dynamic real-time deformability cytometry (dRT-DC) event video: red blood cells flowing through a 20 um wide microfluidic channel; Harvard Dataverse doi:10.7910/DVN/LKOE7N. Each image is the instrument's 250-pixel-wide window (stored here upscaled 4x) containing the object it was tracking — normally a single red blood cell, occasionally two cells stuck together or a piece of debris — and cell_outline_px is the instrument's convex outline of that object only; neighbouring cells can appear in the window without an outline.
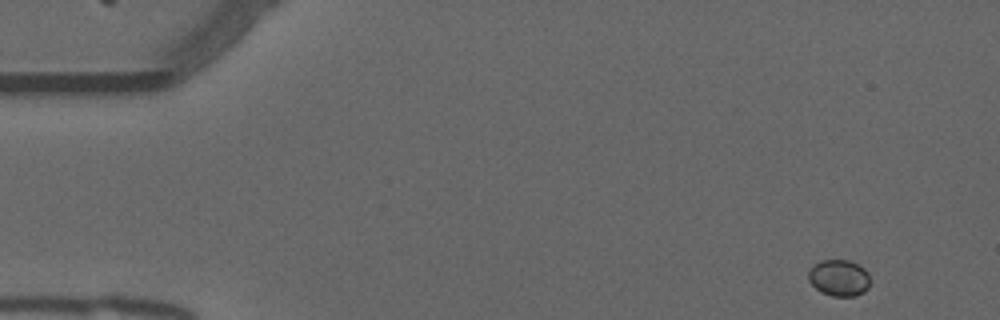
{"species": "common noctule bat (a hibernating species)", "species_latin": "Nyctalus noctula", "temperature_condition": "warm", "stored_images_in_passage": 52, "camera_frame_rate_fps": 3000, "um_per_image_px": 0.085, "animal": {"sex": "male", "forearm_length_mm": 52.5}, "frame": {"image": 1, "passage_image": 1, "time_ms": 0.0, "image_size_px": [1000, 320], "cell_outline_px": [[868, 288], [864, 292], [856, 296], [832, 296], [820, 292], [808, 280], [808, 272], [820, 260], [848, 260], [864, 268], [868, 272]], "centroid_in_image_um": [71.31, 23.63], "position_along_channel_um": 13.7, "area_um2": 13.01}}
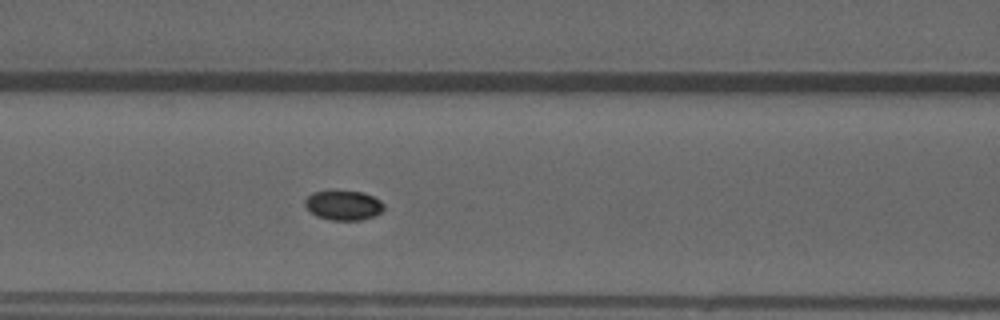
{"frame": {"image": 2, "passage_image": 20, "time_ms": 6.333, "image_size_px": [1000, 320], "cell_outline_px": [[384, 208], [376, 216], [360, 220], [328, 220], [316, 216], [304, 204], [304, 200], [312, 192], [328, 188], [336, 188], [364, 192], [380, 200], [384, 204]], "centroid_in_image_um": [29.17, 17.39], "position_along_channel_um": 137.4, "area_um2": 14.33}}
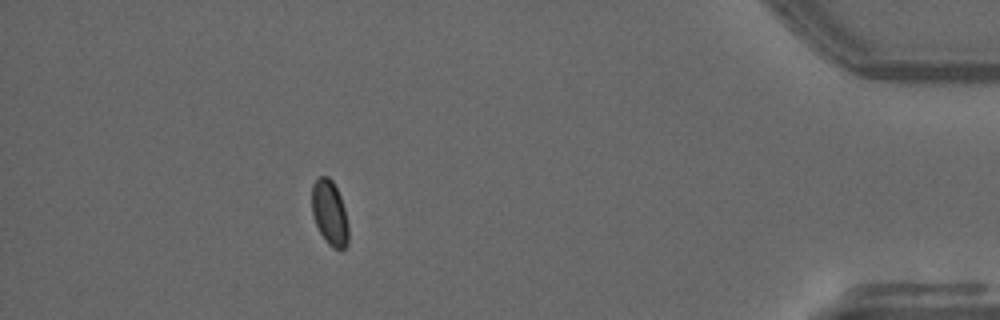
{"frame": {"image": 3, "passage_image": 46, "time_ms": 15.0, "image_size_px": [1000, 320], "cell_outline_px": [[348, 244], [340, 252], [332, 248], [328, 244], [320, 232], [316, 224], [312, 212], [312, 184], [320, 176], [328, 176], [332, 180], [340, 196], [344, 208], [348, 224]], "centroid_in_image_um": [28.03, 18.12], "position_along_channel_um": 407.2, "area_um2": 13.87}, "authors_computed_cell_mechanics": {"area_um2": 13.8142, "velocity_mm_per_s": 3.7523, "shape_relaxation_time_tau1_ms": 1.4726, "shape_relaxation_time_tau2_ms": null, "deformation_change_tau1": 0.0841, "deformation_change_tau2": null}}